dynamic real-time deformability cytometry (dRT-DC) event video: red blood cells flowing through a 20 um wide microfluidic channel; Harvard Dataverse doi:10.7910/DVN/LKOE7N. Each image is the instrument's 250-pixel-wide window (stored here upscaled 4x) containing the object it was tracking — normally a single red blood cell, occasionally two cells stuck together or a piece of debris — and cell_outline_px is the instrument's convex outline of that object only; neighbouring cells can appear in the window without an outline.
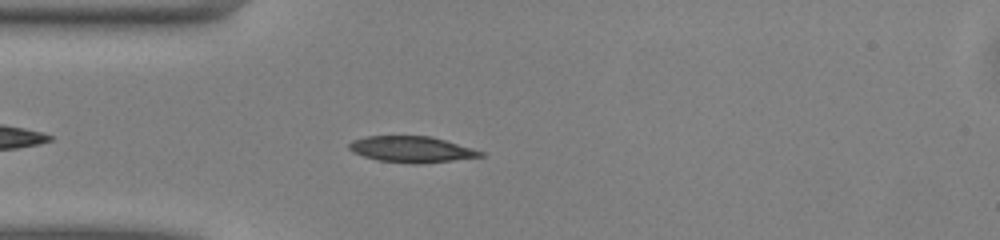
{"species": "common noctule bat (a hibernating species)", "species_latin": "Nyctalus noctula", "temperature_condition": "warm", "stored_images_in_passage": 39, "camera_frame_rate_fps": 3000, "um_per_image_px": 0.085, "animal": {"sex": "male", "body_mass_g": 13.0, "forearm_length_mm": 53.1}, "frame": {"image": 1, "passage_image": 5, "time_ms": 1.333, "image_size_px": [1000, 240], "cell_outline_px": [[484, 156], [452, 160], [416, 164], [380, 160], [364, 156], [352, 152], [348, 148], [348, 144], [352, 140], [364, 136], [432, 136], [472, 148], [484, 152]], "centroid_in_image_um": [34.96, 12.68], "position_along_channel_um": 50.0, "area_um2": 19.83}}
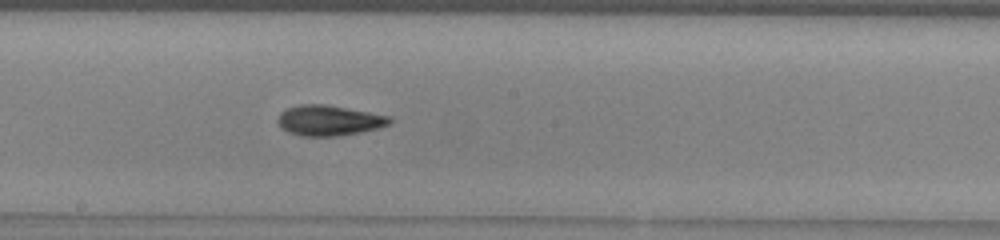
{"frame": {"image": 2, "passage_image": 18, "time_ms": 5.667, "image_size_px": [1000, 240], "cell_outline_px": [[392, 124], [360, 132], [336, 136], [300, 136], [288, 132], [280, 128], [280, 112], [288, 108], [300, 104], [324, 104], [392, 116]], "centroid_in_image_um": [27.99, 10.24], "position_along_channel_um": 220.2, "area_um2": 19.71}}
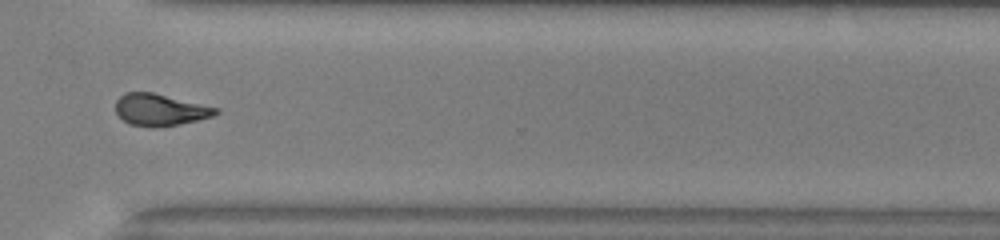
{"frame": {"image": 3, "passage_image": 28, "time_ms": 9.0, "image_size_px": [1000, 240], "cell_outline_px": [[220, 112], [212, 116], [180, 124], [156, 128], [148, 128], [128, 124], [116, 112], [116, 100], [124, 92], [152, 92], [220, 108]], "centroid_in_image_um": [13.6, 9.34], "position_along_channel_um": 357.0, "area_um2": 18.73}, "authors_computed_cell_mechanics": {"area_um2": 19.4208, "velocity_mm_per_s": 4.1017, "shape_relaxation_time_tau1_ms": 5.194, "shape_relaxation_time_tau2_ms": 3.851, "deformation_change_tau1": 0.1829, "deformation_change_tau2": 0.1069}}